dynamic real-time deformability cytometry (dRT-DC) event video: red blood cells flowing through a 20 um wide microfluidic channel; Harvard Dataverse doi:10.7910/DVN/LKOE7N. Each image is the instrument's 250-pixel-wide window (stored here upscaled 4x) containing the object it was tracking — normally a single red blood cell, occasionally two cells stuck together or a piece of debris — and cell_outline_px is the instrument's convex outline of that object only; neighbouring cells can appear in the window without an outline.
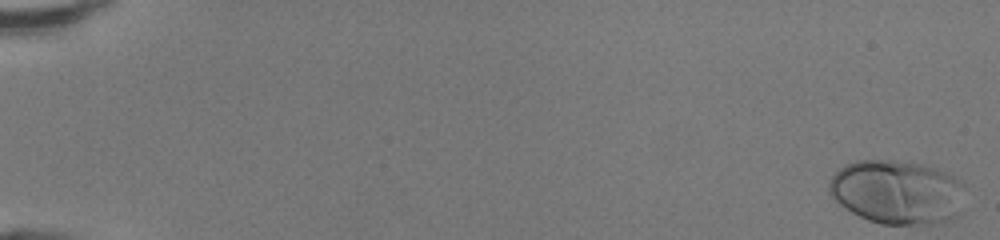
{"species": "human", "species_latin": "Homo sapiens", "temperature_condition": "room temperature", "stored_images_in_passage": 49, "camera_frame_rate_fps": 3000, "um_per_image_px": 0.085, "donor": {"sex": "female"}, "frame": {"image": 1, "passage_image": 1, "time_ms": 0.0, "image_size_px": [1000, 240], "cell_outline_px": [[964, 184], [960, 212], [956, 216], [932, 224], [880, 224], [868, 220], [852, 212], [840, 204], [828, 192], [828, 184], [832, 176], [840, 168], [856, 160], [896, 160], [920, 164], [952, 172]], "centroid_in_image_um": [76.27, 16.31], "position_along_channel_um": 8.7, "area_um2": 50.92}}
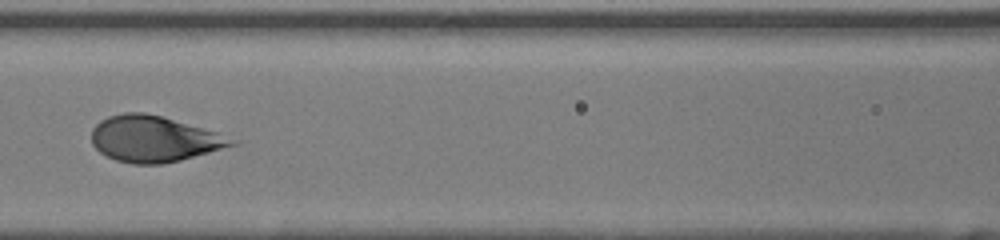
{"frame": {"image": 2, "passage_image": 24, "time_ms": 7.667, "image_size_px": [1000, 240], "cell_outline_px": [[240, 144], [180, 160], [164, 164], [132, 164], [116, 160], [100, 152], [92, 144], [92, 128], [100, 120], [108, 116], [124, 112], [144, 112], [160, 116], [216, 132], [240, 140]], "centroid_in_image_um": [13.1, 11.81], "position_along_channel_um": 153.5, "area_um2": 37.57}}
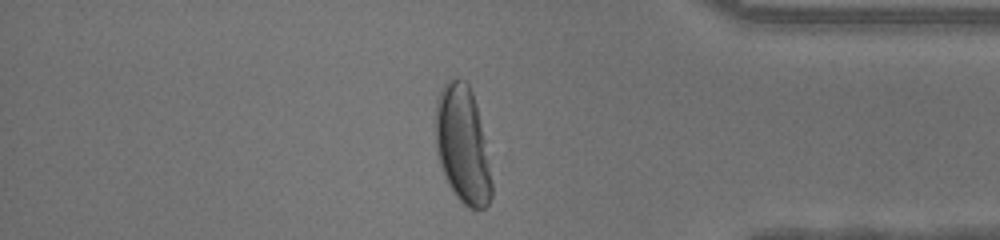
{"frame": {"image": 3, "passage_image": 42, "time_ms": 13.667, "image_size_px": [1000, 240], "cell_outline_px": [[492, 196], [488, 204], [484, 208], [468, 208], [456, 196], [448, 184], [444, 176], [436, 152], [436, 100], [444, 84], [452, 76], [456, 76], [464, 80], [468, 84], [472, 92], [476, 104], [492, 180]], "centroid_in_image_um": [39.3, 12.3], "position_along_channel_um": 395.9, "area_um2": 38.15}}